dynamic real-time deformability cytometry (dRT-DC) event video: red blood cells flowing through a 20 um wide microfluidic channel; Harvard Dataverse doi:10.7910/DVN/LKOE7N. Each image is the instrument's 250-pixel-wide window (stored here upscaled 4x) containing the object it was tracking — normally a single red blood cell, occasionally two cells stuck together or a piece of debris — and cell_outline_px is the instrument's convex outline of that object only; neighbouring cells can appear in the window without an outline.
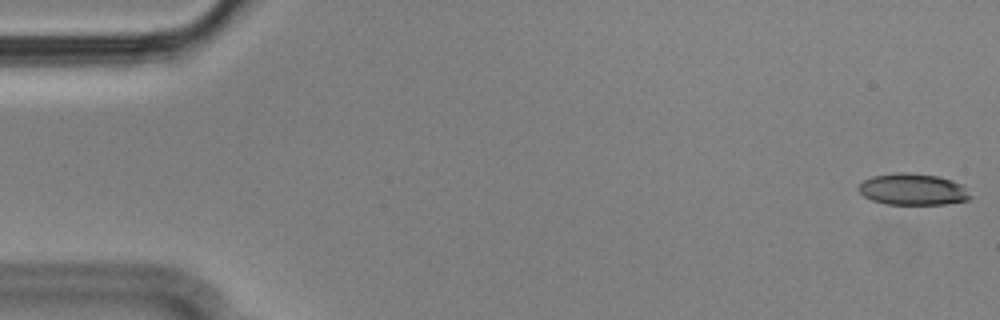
{"species": "Egyptian fruit bat (a non-hibernating species)", "species_latin": "Rousettus aegyptiacus", "temperature_condition": "cold", "stored_images_in_passage": 55, "camera_frame_rate_fps": 3000, "um_per_image_px": 0.085, "animal": {"sex": "male"}, "frame": {"image": 1, "passage_image": 1, "time_ms": 0.0, "image_size_px": [1000, 320], "cell_outline_px": [[972, 196], [968, 200], [944, 204], [884, 204], [872, 200], [864, 196], [856, 188], [864, 180], [872, 176], [900, 172], [908, 172], [940, 176], [964, 184]], "centroid_in_image_um": [77.62, 16.09], "position_along_channel_um": 7.4, "area_um2": 20.75}}
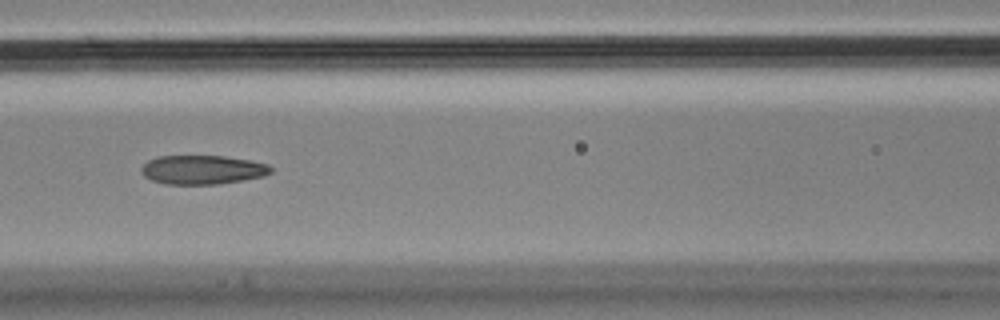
{"frame": {"image": 2, "passage_image": 24, "time_ms": 7.667, "image_size_px": [1000, 320], "cell_outline_px": [[272, 172], [264, 176], [216, 184], [164, 184], [152, 180], [144, 176], [140, 172], [140, 168], [148, 160], [156, 156], [224, 156], [248, 160], [268, 164], [272, 168]], "centroid_in_image_um": [17.17, 14.42], "position_along_channel_um": 149.4, "area_um2": 21.85}}
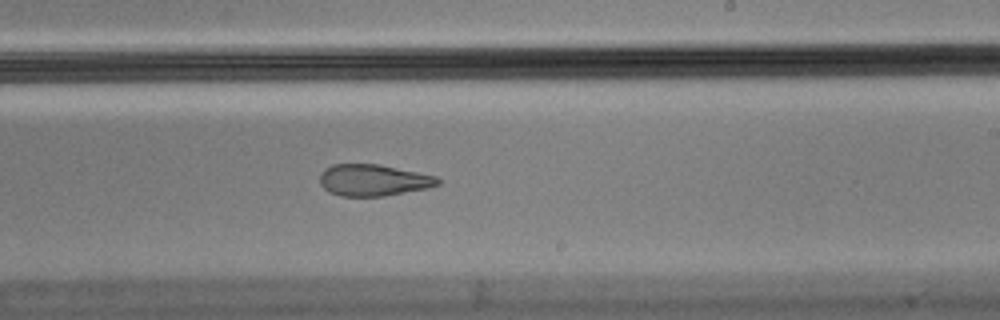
{"frame": {"image": 3, "passage_image": 33, "time_ms": 10.667, "image_size_px": [1000, 320], "cell_outline_px": [[440, 184], [428, 188], [384, 196], [340, 196], [328, 192], [320, 184], [320, 176], [324, 168], [332, 164], [380, 164], [436, 176], [440, 180]], "centroid_in_image_um": [31.72, 15.31], "position_along_channel_um": 257.3, "area_um2": 21.79}, "authors_computed_cell_mechanics": {"area_um2": 22.6576, "velocity_mm_per_s": 3.6129, "shape_relaxation_time_tau1_ms": null, "shape_relaxation_time_tau2_ms": 3.8779, "deformation_change_tau1": null, "deformation_change_tau2": 0.1192}}